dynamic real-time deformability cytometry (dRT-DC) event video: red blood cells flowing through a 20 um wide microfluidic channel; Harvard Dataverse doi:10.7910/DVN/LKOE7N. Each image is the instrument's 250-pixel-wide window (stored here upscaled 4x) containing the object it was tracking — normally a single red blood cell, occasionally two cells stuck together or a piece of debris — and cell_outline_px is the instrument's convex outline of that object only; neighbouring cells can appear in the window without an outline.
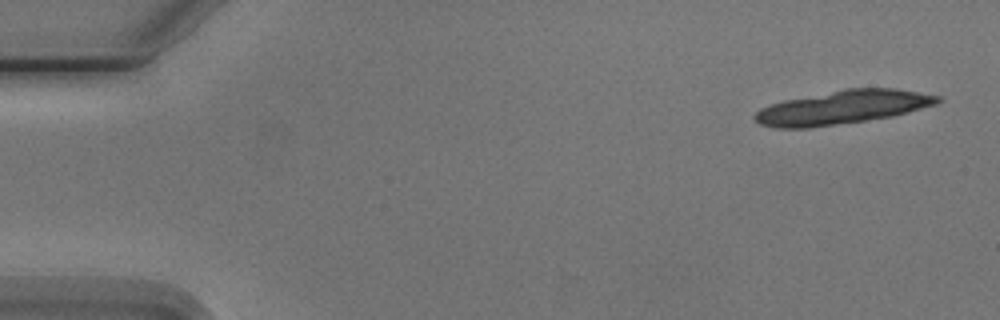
{"species": "Egyptian fruit bat (a non-hibernating species)", "species_latin": "Rousettus aegyptiacus", "temperature_condition": "cold", "stored_images_in_passage": 4, "camera_frame_rate_fps": 3000, "um_per_image_px": 0.085, "animal": {"sex": "male"}, "frame": {"image": 1, "passage_image": 4, "time_ms": 4.333, "image_size_px": [1000, 320], "cell_outline_px": [[944, 100], [936, 104], [892, 116], [808, 128], [776, 128], [760, 124], [752, 116], [760, 108], [784, 100], [844, 88], [896, 88], [940, 96]], "centroid_in_image_um": [71.61, 9.11], "position_along_channel_um": 13.4, "area_um2": 35.6}}